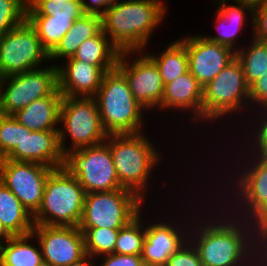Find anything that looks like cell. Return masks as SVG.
<instances>
[{
    "label": "cell",
    "instance_id": "e575fe53",
    "mask_svg": "<svg viewBox=\"0 0 267 266\" xmlns=\"http://www.w3.org/2000/svg\"><path fill=\"white\" fill-rule=\"evenodd\" d=\"M24 125L13 115L0 114V157L5 158L23 139Z\"/></svg>",
    "mask_w": 267,
    "mask_h": 266
},
{
    "label": "cell",
    "instance_id": "4fadbf2b",
    "mask_svg": "<svg viewBox=\"0 0 267 266\" xmlns=\"http://www.w3.org/2000/svg\"><path fill=\"white\" fill-rule=\"evenodd\" d=\"M47 61L49 53L27 20L0 37V77L42 67Z\"/></svg>",
    "mask_w": 267,
    "mask_h": 266
},
{
    "label": "cell",
    "instance_id": "603a6c76",
    "mask_svg": "<svg viewBox=\"0 0 267 266\" xmlns=\"http://www.w3.org/2000/svg\"><path fill=\"white\" fill-rule=\"evenodd\" d=\"M101 29V15L85 13L74 21L58 45L49 53L50 63L73 57L77 48Z\"/></svg>",
    "mask_w": 267,
    "mask_h": 266
},
{
    "label": "cell",
    "instance_id": "484cf974",
    "mask_svg": "<svg viewBox=\"0 0 267 266\" xmlns=\"http://www.w3.org/2000/svg\"><path fill=\"white\" fill-rule=\"evenodd\" d=\"M42 261L40 245L32 233L12 236L0 246V266H37Z\"/></svg>",
    "mask_w": 267,
    "mask_h": 266
},
{
    "label": "cell",
    "instance_id": "60d3db41",
    "mask_svg": "<svg viewBox=\"0 0 267 266\" xmlns=\"http://www.w3.org/2000/svg\"><path fill=\"white\" fill-rule=\"evenodd\" d=\"M114 0H81L85 13L102 15Z\"/></svg>",
    "mask_w": 267,
    "mask_h": 266
},
{
    "label": "cell",
    "instance_id": "d590c367",
    "mask_svg": "<svg viewBox=\"0 0 267 266\" xmlns=\"http://www.w3.org/2000/svg\"><path fill=\"white\" fill-rule=\"evenodd\" d=\"M166 266H203V264L197 250L187 239L185 243L168 258Z\"/></svg>",
    "mask_w": 267,
    "mask_h": 266
},
{
    "label": "cell",
    "instance_id": "ac0fdd59",
    "mask_svg": "<svg viewBox=\"0 0 267 266\" xmlns=\"http://www.w3.org/2000/svg\"><path fill=\"white\" fill-rule=\"evenodd\" d=\"M4 159L35 162L54 169L63 167L59 130L32 131L24 126L22 142Z\"/></svg>",
    "mask_w": 267,
    "mask_h": 266
},
{
    "label": "cell",
    "instance_id": "ffe728a7",
    "mask_svg": "<svg viewBox=\"0 0 267 266\" xmlns=\"http://www.w3.org/2000/svg\"><path fill=\"white\" fill-rule=\"evenodd\" d=\"M57 66L58 89L62 97H94L102 84L105 72L76 59H66Z\"/></svg>",
    "mask_w": 267,
    "mask_h": 266
},
{
    "label": "cell",
    "instance_id": "1f68e13d",
    "mask_svg": "<svg viewBox=\"0 0 267 266\" xmlns=\"http://www.w3.org/2000/svg\"><path fill=\"white\" fill-rule=\"evenodd\" d=\"M85 14L81 1L28 0L26 15L70 17L79 19Z\"/></svg>",
    "mask_w": 267,
    "mask_h": 266
},
{
    "label": "cell",
    "instance_id": "d6986e66",
    "mask_svg": "<svg viewBox=\"0 0 267 266\" xmlns=\"http://www.w3.org/2000/svg\"><path fill=\"white\" fill-rule=\"evenodd\" d=\"M203 86L190 71L164 85L162 102L159 111H177L178 114L186 112L188 119L197 125L202 123ZM169 110V111H168ZM183 111V112H182ZM190 112V113H189Z\"/></svg>",
    "mask_w": 267,
    "mask_h": 266
},
{
    "label": "cell",
    "instance_id": "7402d4cb",
    "mask_svg": "<svg viewBox=\"0 0 267 266\" xmlns=\"http://www.w3.org/2000/svg\"><path fill=\"white\" fill-rule=\"evenodd\" d=\"M61 101L62 94L57 88L50 96L33 101L13 116L32 131L59 130Z\"/></svg>",
    "mask_w": 267,
    "mask_h": 266
},
{
    "label": "cell",
    "instance_id": "9c48e42d",
    "mask_svg": "<svg viewBox=\"0 0 267 266\" xmlns=\"http://www.w3.org/2000/svg\"><path fill=\"white\" fill-rule=\"evenodd\" d=\"M59 124V141L64 155L71 150L101 144L108 136L94 97H62ZM69 139L68 144L66 140Z\"/></svg>",
    "mask_w": 267,
    "mask_h": 266
},
{
    "label": "cell",
    "instance_id": "277c9868",
    "mask_svg": "<svg viewBox=\"0 0 267 266\" xmlns=\"http://www.w3.org/2000/svg\"><path fill=\"white\" fill-rule=\"evenodd\" d=\"M145 133L108 135L105 142L109 145L121 186L147 202L151 177H155L153 171L160 161H164V156L161 157L159 147Z\"/></svg>",
    "mask_w": 267,
    "mask_h": 266
},
{
    "label": "cell",
    "instance_id": "ab89813d",
    "mask_svg": "<svg viewBox=\"0 0 267 266\" xmlns=\"http://www.w3.org/2000/svg\"><path fill=\"white\" fill-rule=\"evenodd\" d=\"M257 266H267V228L257 229Z\"/></svg>",
    "mask_w": 267,
    "mask_h": 266
},
{
    "label": "cell",
    "instance_id": "836d02e7",
    "mask_svg": "<svg viewBox=\"0 0 267 266\" xmlns=\"http://www.w3.org/2000/svg\"><path fill=\"white\" fill-rule=\"evenodd\" d=\"M28 0H0V37L26 20Z\"/></svg>",
    "mask_w": 267,
    "mask_h": 266
},
{
    "label": "cell",
    "instance_id": "ee69618b",
    "mask_svg": "<svg viewBox=\"0 0 267 266\" xmlns=\"http://www.w3.org/2000/svg\"><path fill=\"white\" fill-rule=\"evenodd\" d=\"M12 235L6 230V228L0 222V246L5 244Z\"/></svg>",
    "mask_w": 267,
    "mask_h": 266
},
{
    "label": "cell",
    "instance_id": "f6af8a7d",
    "mask_svg": "<svg viewBox=\"0 0 267 266\" xmlns=\"http://www.w3.org/2000/svg\"><path fill=\"white\" fill-rule=\"evenodd\" d=\"M257 229L267 228V211L255 222Z\"/></svg>",
    "mask_w": 267,
    "mask_h": 266
},
{
    "label": "cell",
    "instance_id": "7dc6e473",
    "mask_svg": "<svg viewBox=\"0 0 267 266\" xmlns=\"http://www.w3.org/2000/svg\"><path fill=\"white\" fill-rule=\"evenodd\" d=\"M2 160H3V158L0 157V178H1V164H2Z\"/></svg>",
    "mask_w": 267,
    "mask_h": 266
},
{
    "label": "cell",
    "instance_id": "3957f363",
    "mask_svg": "<svg viewBox=\"0 0 267 266\" xmlns=\"http://www.w3.org/2000/svg\"><path fill=\"white\" fill-rule=\"evenodd\" d=\"M164 0H114L101 15L103 32L121 51L144 50L168 12Z\"/></svg>",
    "mask_w": 267,
    "mask_h": 266
},
{
    "label": "cell",
    "instance_id": "4316f807",
    "mask_svg": "<svg viewBox=\"0 0 267 266\" xmlns=\"http://www.w3.org/2000/svg\"><path fill=\"white\" fill-rule=\"evenodd\" d=\"M157 65L163 84L174 81L189 71L188 53L186 46L179 40L171 41L169 46L162 50L151 54L147 52L148 48L143 50Z\"/></svg>",
    "mask_w": 267,
    "mask_h": 266
},
{
    "label": "cell",
    "instance_id": "b9f144b4",
    "mask_svg": "<svg viewBox=\"0 0 267 266\" xmlns=\"http://www.w3.org/2000/svg\"><path fill=\"white\" fill-rule=\"evenodd\" d=\"M267 0H232V2L243 4L244 6L250 7L252 10L259 8Z\"/></svg>",
    "mask_w": 267,
    "mask_h": 266
},
{
    "label": "cell",
    "instance_id": "7c38bea8",
    "mask_svg": "<svg viewBox=\"0 0 267 266\" xmlns=\"http://www.w3.org/2000/svg\"><path fill=\"white\" fill-rule=\"evenodd\" d=\"M0 77V114L14 115L33 101L50 96L58 88L57 66L50 65Z\"/></svg>",
    "mask_w": 267,
    "mask_h": 266
},
{
    "label": "cell",
    "instance_id": "8992f818",
    "mask_svg": "<svg viewBox=\"0 0 267 266\" xmlns=\"http://www.w3.org/2000/svg\"><path fill=\"white\" fill-rule=\"evenodd\" d=\"M94 98L108 135L146 132V110L135 100L125 76L117 68L105 73Z\"/></svg>",
    "mask_w": 267,
    "mask_h": 266
},
{
    "label": "cell",
    "instance_id": "f546056e",
    "mask_svg": "<svg viewBox=\"0 0 267 266\" xmlns=\"http://www.w3.org/2000/svg\"><path fill=\"white\" fill-rule=\"evenodd\" d=\"M250 113L251 114H248L247 116L249 120L242 122L245 123V125L243 124V126H246V130L239 131L240 133L243 132V134L247 135L241 136V139L243 141L245 140L243 142V144L245 143L243 148L247 150L249 154L267 156V108L251 110Z\"/></svg>",
    "mask_w": 267,
    "mask_h": 266
},
{
    "label": "cell",
    "instance_id": "74e56055",
    "mask_svg": "<svg viewBox=\"0 0 267 266\" xmlns=\"http://www.w3.org/2000/svg\"><path fill=\"white\" fill-rule=\"evenodd\" d=\"M96 266H144L142 255L109 254L96 258Z\"/></svg>",
    "mask_w": 267,
    "mask_h": 266
},
{
    "label": "cell",
    "instance_id": "f1b7e54d",
    "mask_svg": "<svg viewBox=\"0 0 267 266\" xmlns=\"http://www.w3.org/2000/svg\"><path fill=\"white\" fill-rule=\"evenodd\" d=\"M248 46H243L236 52V58L244 69L245 79L248 85L267 72V42L251 38Z\"/></svg>",
    "mask_w": 267,
    "mask_h": 266
},
{
    "label": "cell",
    "instance_id": "bcb514c9",
    "mask_svg": "<svg viewBox=\"0 0 267 266\" xmlns=\"http://www.w3.org/2000/svg\"><path fill=\"white\" fill-rule=\"evenodd\" d=\"M37 266H51L48 262L42 261L39 265Z\"/></svg>",
    "mask_w": 267,
    "mask_h": 266
},
{
    "label": "cell",
    "instance_id": "7bdbcfd3",
    "mask_svg": "<svg viewBox=\"0 0 267 266\" xmlns=\"http://www.w3.org/2000/svg\"><path fill=\"white\" fill-rule=\"evenodd\" d=\"M96 258L91 257L90 255H85L79 261L72 263L70 266H96Z\"/></svg>",
    "mask_w": 267,
    "mask_h": 266
},
{
    "label": "cell",
    "instance_id": "e0dca14e",
    "mask_svg": "<svg viewBox=\"0 0 267 266\" xmlns=\"http://www.w3.org/2000/svg\"><path fill=\"white\" fill-rule=\"evenodd\" d=\"M179 40L186 46L189 71L203 87L236 58L233 49L209 41L202 34H189Z\"/></svg>",
    "mask_w": 267,
    "mask_h": 266
},
{
    "label": "cell",
    "instance_id": "6da1fadb",
    "mask_svg": "<svg viewBox=\"0 0 267 266\" xmlns=\"http://www.w3.org/2000/svg\"><path fill=\"white\" fill-rule=\"evenodd\" d=\"M197 191H203L208 197L192 212L188 240L197 250L203 266H257L255 222L235 216L210 190V196L203 189Z\"/></svg>",
    "mask_w": 267,
    "mask_h": 266
},
{
    "label": "cell",
    "instance_id": "ba28073f",
    "mask_svg": "<svg viewBox=\"0 0 267 266\" xmlns=\"http://www.w3.org/2000/svg\"><path fill=\"white\" fill-rule=\"evenodd\" d=\"M198 198L200 199L199 196L196 199L195 198L191 199L190 201L191 203L189 201L186 202V198L184 199L185 201L180 200L181 202L180 204L182 205V208L184 207L185 204L187 206H189L188 204H191L192 207L190 205L189 206L190 208L184 207V209H182L180 204L178 205V207L177 205L176 207H173L176 209H173L172 212H174L175 210L176 211L179 210V211H182L181 213L184 212L183 214L177 211V213L175 214H172V212H169L168 213L169 215L171 213L170 216H168L167 214H164L165 215L164 216L162 213V214H159L160 215L159 217L157 216L158 213H155L156 214V216H154L155 219L152 217H150V221L149 219L148 220L145 219L146 233H145V239L143 242V252H142L144 265L166 266L168 258L185 243V241L188 239L187 229H189V226L191 223L190 218H192L191 216L192 212H194L193 210L197 209L196 207L197 204H203V201H205L206 199V197L203 200H198ZM193 200H197V201L192 202ZM182 202H186V203L182 204ZM193 204H196V205H193ZM188 209H191V210H188ZM184 210L185 211L187 210V211L185 212ZM187 212L188 214H186Z\"/></svg>",
    "mask_w": 267,
    "mask_h": 266
},
{
    "label": "cell",
    "instance_id": "9a60e30c",
    "mask_svg": "<svg viewBox=\"0 0 267 266\" xmlns=\"http://www.w3.org/2000/svg\"><path fill=\"white\" fill-rule=\"evenodd\" d=\"M54 168L35 162L4 159L0 182L5 185L34 216L39 210L46 180Z\"/></svg>",
    "mask_w": 267,
    "mask_h": 266
},
{
    "label": "cell",
    "instance_id": "5bb4252c",
    "mask_svg": "<svg viewBox=\"0 0 267 266\" xmlns=\"http://www.w3.org/2000/svg\"><path fill=\"white\" fill-rule=\"evenodd\" d=\"M116 68L125 76L135 100L148 113L155 108L159 112L164 84L154 61L143 50L124 51Z\"/></svg>",
    "mask_w": 267,
    "mask_h": 266
},
{
    "label": "cell",
    "instance_id": "8d00e7d4",
    "mask_svg": "<svg viewBox=\"0 0 267 266\" xmlns=\"http://www.w3.org/2000/svg\"><path fill=\"white\" fill-rule=\"evenodd\" d=\"M250 110L267 108V72L249 85Z\"/></svg>",
    "mask_w": 267,
    "mask_h": 266
},
{
    "label": "cell",
    "instance_id": "52a82bcc",
    "mask_svg": "<svg viewBox=\"0 0 267 266\" xmlns=\"http://www.w3.org/2000/svg\"><path fill=\"white\" fill-rule=\"evenodd\" d=\"M85 196L76 177L64 167L54 169L46 180L42 204L33 216L34 225L78 227Z\"/></svg>",
    "mask_w": 267,
    "mask_h": 266
},
{
    "label": "cell",
    "instance_id": "cb8c5ba5",
    "mask_svg": "<svg viewBox=\"0 0 267 266\" xmlns=\"http://www.w3.org/2000/svg\"><path fill=\"white\" fill-rule=\"evenodd\" d=\"M120 53L121 51L101 29L95 36L84 41L74 56L68 59L98 66L106 73L116 68Z\"/></svg>",
    "mask_w": 267,
    "mask_h": 266
},
{
    "label": "cell",
    "instance_id": "83f0119b",
    "mask_svg": "<svg viewBox=\"0 0 267 266\" xmlns=\"http://www.w3.org/2000/svg\"><path fill=\"white\" fill-rule=\"evenodd\" d=\"M26 20L36 30L43 47L50 53L77 19L45 15H26Z\"/></svg>",
    "mask_w": 267,
    "mask_h": 266
},
{
    "label": "cell",
    "instance_id": "c3c4849f",
    "mask_svg": "<svg viewBox=\"0 0 267 266\" xmlns=\"http://www.w3.org/2000/svg\"><path fill=\"white\" fill-rule=\"evenodd\" d=\"M60 1H81V0H60Z\"/></svg>",
    "mask_w": 267,
    "mask_h": 266
},
{
    "label": "cell",
    "instance_id": "2e32d148",
    "mask_svg": "<svg viewBox=\"0 0 267 266\" xmlns=\"http://www.w3.org/2000/svg\"><path fill=\"white\" fill-rule=\"evenodd\" d=\"M31 233L40 245L43 261L51 266H70L86 255L79 227L34 225Z\"/></svg>",
    "mask_w": 267,
    "mask_h": 266
},
{
    "label": "cell",
    "instance_id": "d4e9b609",
    "mask_svg": "<svg viewBox=\"0 0 267 266\" xmlns=\"http://www.w3.org/2000/svg\"><path fill=\"white\" fill-rule=\"evenodd\" d=\"M0 222L12 236L30 234L33 216L19 199L0 182Z\"/></svg>",
    "mask_w": 267,
    "mask_h": 266
},
{
    "label": "cell",
    "instance_id": "8fae6325",
    "mask_svg": "<svg viewBox=\"0 0 267 266\" xmlns=\"http://www.w3.org/2000/svg\"><path fill=\"white\" fill-rule=\"evenodd\" d=\"M63 167L78 179L86 193L123 188L106 142L67 152Z\"/></svg>",
    "mask_w": 267,
    "mask_h": 266
},
{
    "label": "cell",
    "instance_id": "d6a6232c",
    "mask_svg": "<svg viewBox=\"0 0 267 266\" xmlns=\"http://www.w3.org/2000/svg\"><path fill=\"white\" fill-rule=\"evenodd\" d=\"M84 235L85 253L93 258L114 253L119 229L80 228Z\"/></svg>",
    "mask_w": 267,
    "mask_h": 266
},
{
    "label": "cell",
    "instance_id": "7a4b0ae2",
    "mask_svg": "<svg viewBox=\"0 0 267 266\" xmlns=\"http://www.w3.org/2000/svg\"><path fill=\"white\" fill-rule=\"evenodd\" d=\"M240 145L238 147V143H236L235 145L236 148L235 146H233L234 147L233 153L232 151H228L229 153H227L226 151L227 155L230 154V156L235 157V159L233 158L232 161L229 160L230 163L234 165H231L230 163L228 164L226 162L227 165L225 166L229 168V170L227 169L226 171V179L221 176L222 173L219 174V172H212V176L210 173L208 178L209 179L210 177L214 178L213 173H218V175L215 174V177L218 176L215 179L219 180L220 178L219 181H221V183L219 181L218 182L215 181L216 184L218 183L217 184L218 186L214 182H212L213 186L211 185L209 186L212 187L210 190L215 193V194L213 193L214 197L215 198L217 197V199H221L219 201L220 202L223 201L222 204L226 205L225 207L231 213H233L235 216L239 218H243V219H246L252 222H256L267 211V156H258L255 154H249L247 150L243 149V146H242L243 144H240ZM237 147L240 149L242 148V149L236 150L238 149ZM243 150L245 152L242 153L241 151ZM236 151L238 152L237 155L236 156L232 155V154H235ZM242 154L243 155L245 154V155L243 156ZM241 156L242 158H240ZM236 157L237 159L239 157L238 161ZM235 162H238L239 164ZM230 167L235 168V169H232ZM228 171H231V172H228ZM230 173H231V176H230ZM231 177L233 178L231 179ZM222 182H225V183L223 184ZM226 184L227 186H224ZM214 185L217 186L219 189H217V187L214 188L215 187ZM215 189L217 191H215ZM219 190H222L220 194L217 193ZM226 193L227 194L229 193L228 196L226 195ZM229 198L230 199L232 198V199L230 200Z\"/></svg>",
    "mask_w": 267,
    "mask_h": 266
},
{
    "label": "cell",
    "instance_id": "5b68a950",
    "mask_svg": "<svg viewBox=\"0 0 267 266\" xmlns=\"http://www.w3.org/2000/svg\"><path fill=\"white\" fill-rule=\"evenodd\" d=\"M249 107V85L246 82L241 62L235 58L212 81L203 87L202 124L204 125L199 126H205L207 129L214 124L213 127H217L219 120V123L223 120V122L225 121L224 123L230 122L233 124L234 122H231V118H229L232 116L233 121L236 118L235 124H237L238 119V124L242 126V121L248 120L246 113L249 114L251 112ZM242 112L244 115H241L243 114ZM226 118L228 122L224 120ZM241 119L243 120L241 121ZM204 121L205 123H203ZM205 124L208 126L206 127Z\"/></svg>",
    "mask_w": 267,
    "mask_h": 266
},
{
    "label": "cell",
    "instance_id": "30bf717a",
    "mask_svg": "<svg viewBox=\"0 0 267 266\" xmlns=\"http://www.w3.org/2000/svg\"><path fill=\"white\" fill-rule=\"evenodd\" d=\"M145 203L126 188L86 193L78 227L121 229L145 208Z\"/></svg>",
    "mask_w": 267,
    "mask_h": 266
},
{
    "label": "cell",
    "instance_id": "4dcf8cb0",
    "mask_svg": "<svg viewBox=\"0 0 267 266\" xmlns=\"http://www.w3.org/2000/svg\"><path fill=\"white\" fill-rule=\"evenodd\" d=\"M145 212V209L142 210L127 225L119 229V234L114 248L115 254L142 255L143 242L146 233V222H144Z\"/></svg>",
    "mask_w": 267,
    "mask_h": 266
},
{
    "label": "cell",
    "instance_id": "f35d334b",
    "mask_svg": "<svg viewBox=\"0 0 267 266\" xmlns=\"http://www.w3.org/2000/svg\"><path fill=\"white\" fill-rule=\"evenodd\" d=\"M252 38L267 42V1L253 10Z\"/></svg>",
    "mask_w": 267,
    "mask_h": 266
},
{
    "label": "cell",
    "instance_id": "44dd1931",
    "mask_svg": "<svg viewBox=\"0 0 267 266\" xmlns=\"http://www.w3.org/2000/svg\"><path fill=\"white\" fill-rule=\"evenodd\" d=\"M213 2L217 5L216 26H214L217 29V34L202 35L209 41L228 46L237 52L242 47L238 44L237 39L240 38L239 34L243 32L244 26H248V19L251 24L250 27L253 28V10L243 4L232 3V0H213Z\"/></svg>",
    "mask_w": 267,
    "mask_h": 266
}]
</instances>
